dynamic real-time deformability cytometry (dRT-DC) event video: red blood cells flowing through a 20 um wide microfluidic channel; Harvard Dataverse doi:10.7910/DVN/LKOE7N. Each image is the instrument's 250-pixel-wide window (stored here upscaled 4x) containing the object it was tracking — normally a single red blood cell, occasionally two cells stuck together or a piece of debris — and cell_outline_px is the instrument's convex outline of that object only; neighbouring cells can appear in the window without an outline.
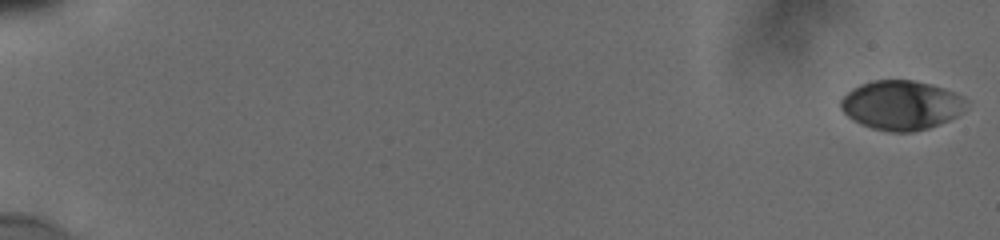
{"species": "human", "species_latin": "Homo sapiens", "temperature_condition": "cold", "stored_images_in_passage": 14, "camera_frame_rate_fps": 3000, "um_per_image_px": 0.085, "donor": {"sex": "male"}, "frame": {"image": 1, "passage_image": 1, "time_ms": 0.0, "image_size_px": [1000, 240], "cell_outline_px": [[964, 100], [960, 112], [956, 116], [948, 120], [928, 128], [908, 132], [892, 132], [872, 128], [848, 116], [840, 108], [840, 100], [852, 88], [860, 84], [872, 80], [912, 80], [932, 84], [964, 96]], "centroid_in_image_um": [76.57, 8.92], "position_along_channel_um": 8.4, "area_um2": 35.55}}
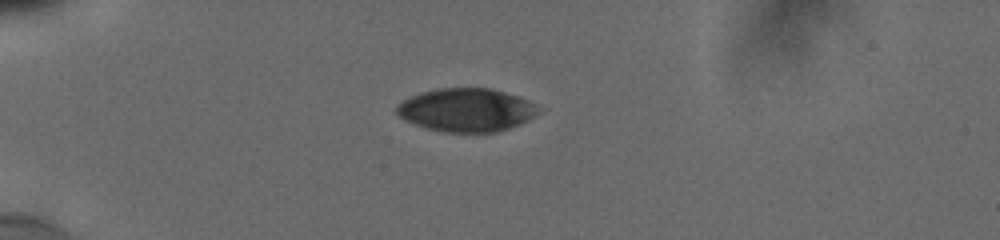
{"frame": {"image": 2, "passage_image": 10, "time_ms": 5.333, "image_size_px": [1000, 240], "cell_outline_px": [[544, 108], [528, 120], [520, 124], [496, 132], [448, 132], [428, 128], [404, 120], [396, 112], [396, 108], [404, 100], [420, 92], [436, 88], [488, 88], [504, 92], [528, 100]], "centroid_in_image_um": [39.68, 9.34], "position_along_channel_um": 45.3, "area_um2": 35.55}}
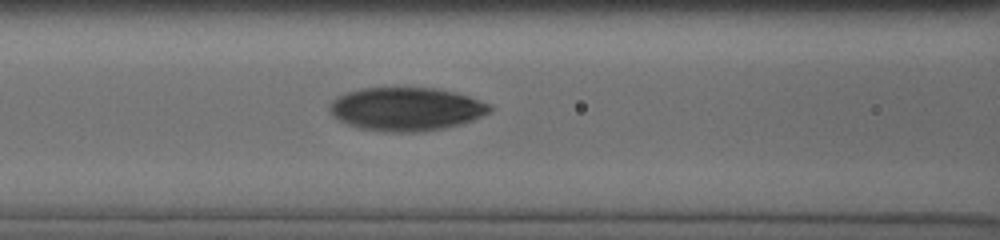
{"frame": {"image": 3, "passage_image": 14, "time_ms": 8.667, "image_size_px": [1000, 240], "cell_outline_px": [[492, 108], [488, 112], [472, 120], [460, 124], [444, 128], [424, 132], [384, 132], [360, 128], [348, 124], [332, 116], [328, 108], [332, 100], [336, 96], [348, 92], [364, 88], [436, 88], [468, 96], [488, 104]], "centroid_in_image_um": [34.48, 9.28], "position_along_channel_um": 132.1, "area_um2": 40.29}}